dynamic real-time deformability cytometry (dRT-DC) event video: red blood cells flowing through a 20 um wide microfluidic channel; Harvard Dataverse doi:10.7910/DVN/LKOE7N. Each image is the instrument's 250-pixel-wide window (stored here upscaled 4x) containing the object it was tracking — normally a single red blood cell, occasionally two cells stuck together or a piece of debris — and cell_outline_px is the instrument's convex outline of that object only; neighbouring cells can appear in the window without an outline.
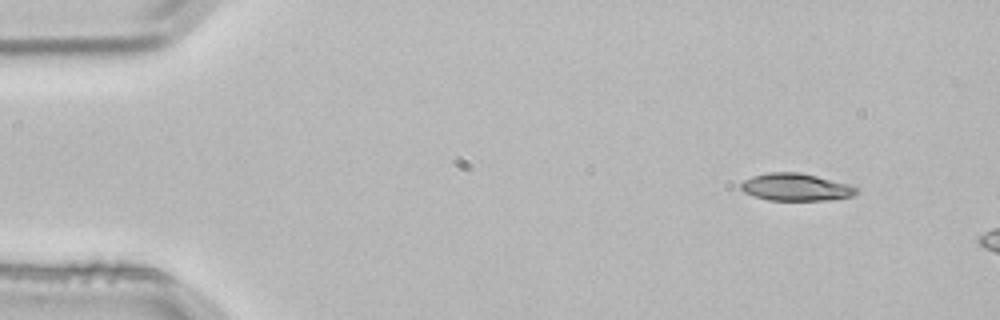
{"species": "common noctule bat (a hibernating species)", "species_latin": "Nyctalus noctula", "temperature_condition": "room temperature", "stored_images_in_passage": 2, "camera_frame_rate_fps": 3000, "um_per_image_px": 0.085, "animal": {"sex": "male", "body_mass_g": 21.5, "forearm_length_mm": 52.0}, "frame": {"image": 1, "passage_image": 1, "time_ms": 0.0, "image_size_px": [1000, 320], "cell_outline_px": [[860, 192], [852, 196], [828, 200], [768, 200], [752, 196], [744, 192], [740, 188], [740, 184], [744, 180], [752, 176], [768, 172], [800, 172], [848, 184], [856, 188]], "centroid_in_image_um": [67.61, 15.91], "position_along_channel_um": 17.4, "area_um2": 18.44}}